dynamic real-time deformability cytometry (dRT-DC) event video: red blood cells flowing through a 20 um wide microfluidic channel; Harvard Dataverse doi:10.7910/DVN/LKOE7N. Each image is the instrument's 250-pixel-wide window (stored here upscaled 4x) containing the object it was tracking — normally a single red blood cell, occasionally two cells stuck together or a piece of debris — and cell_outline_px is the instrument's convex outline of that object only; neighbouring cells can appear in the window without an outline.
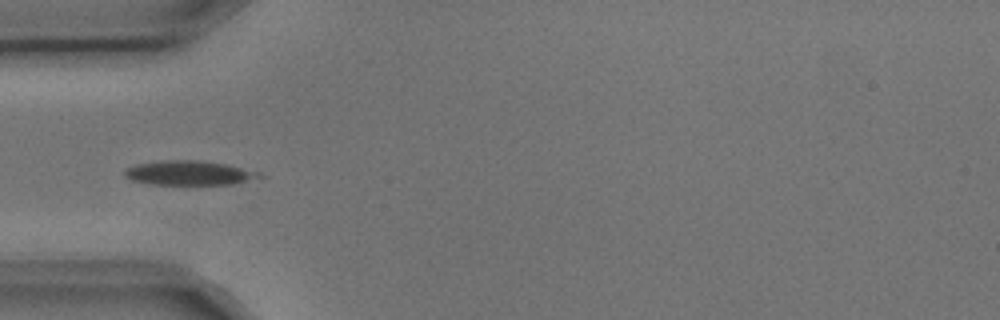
{"species": "common noctule bat (a hibernating species)", "species_latin": "Nyctalus noctula", "temperature_condition": "cold", "stored_images_in_passage": 8, "camera_frame_rate_fps": 3000, "um_per_image_px": 0.085, "animal": {"sex": "male", "body_mass_g": 17.9, "forearm_length_mm": 54.2}, "frame": {"image": 1, "passage_image": 4, "time_ms": 1.0, "image_size_px": [1000, 320], "cell_outline_px": [[268, 176], [232, 184], [156, 184], [132, 180], [124, 176], [124, 168], [136, 164], [168, 160], [196, 160], [224, 164], [260, 172]], "centroid_in_image_um": [16.09, 14.7], "position_along_channel_um": 68.9, "area_um2": 18.96}}
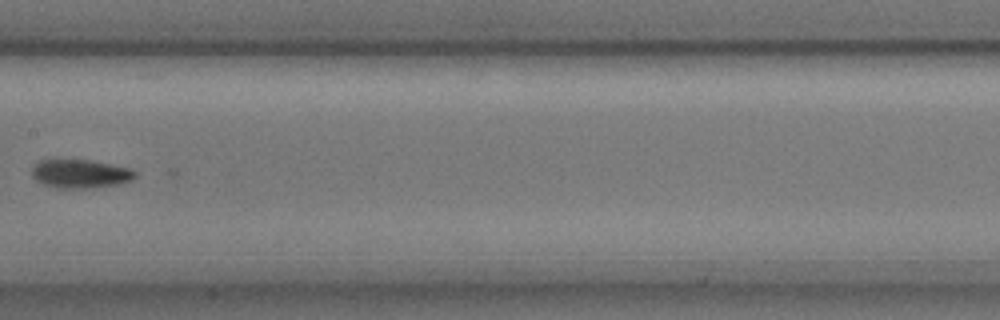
{"frame": {"image": 2, "passage_image": 7, "time_ms": 2.0, "image_size_px": [1000, 320], "cell_outline_px": [[136, 176], [132, 180], [120, 184], [92, 188], [56, 188], [44, 184], [36, 180], [32, 176], [32, 168], [40, 160], [88, 160], [128, 168], [136, 172]], "centroid_in_image_um": [6.82, 14.78], "position_along_channel_um": 200.6, "area_um2": 17.05}}
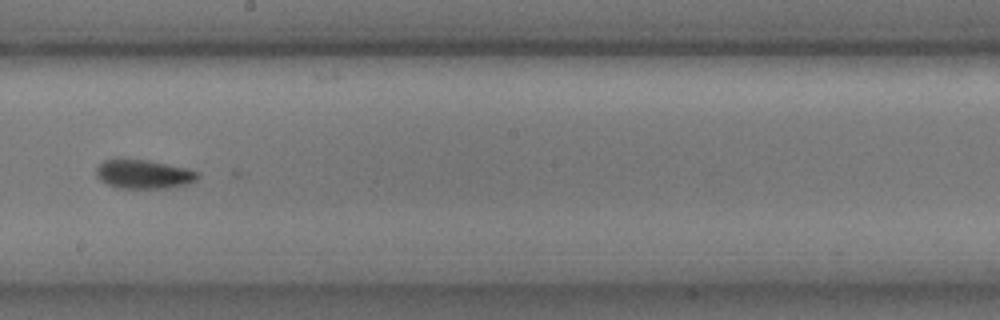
{"frame": {"image": 3, "passage_image": 8, "time_ms": 2.333, "image_size_px": [1000, 320], "cell_outline_px": [[200, 176], [196, 180], [184, 184], [168, 188], [116, 188], [100, 180], [96, 176], [96, 168], [104, 160], [144, 160], [184, 168], [200, 172]], "centroid_in_image_um": [12.19, 14.83], "position_along_channel_um": 236.0, "area_um2": 16.7}}